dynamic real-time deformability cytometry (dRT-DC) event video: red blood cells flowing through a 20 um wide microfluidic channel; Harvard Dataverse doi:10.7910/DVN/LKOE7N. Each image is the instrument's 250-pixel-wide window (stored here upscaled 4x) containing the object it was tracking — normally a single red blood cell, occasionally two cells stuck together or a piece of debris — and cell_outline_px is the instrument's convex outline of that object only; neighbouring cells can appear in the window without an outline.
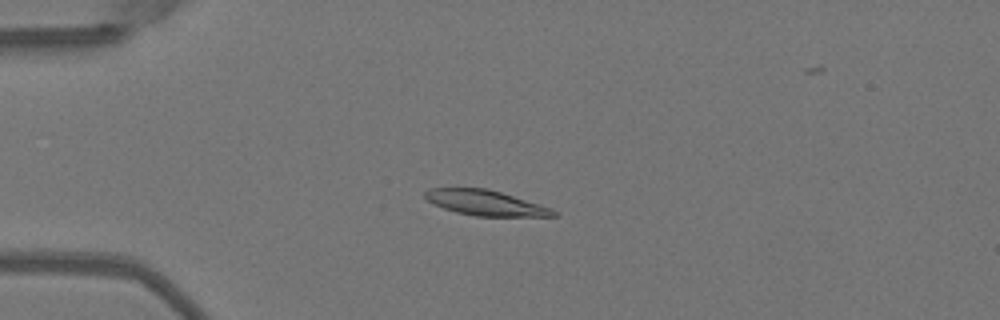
{"species": "Egyptian fruit bat (a non-hibernating species)", "species_latin": "Rousettus aegyptiacus", "temperature_condition": "warm", "stored_images_in_passage": 44, "camera_frame_rate_fps": 3000, "um_per_image_px": 0.085, "animal": {"sex": "female"}, "frame": {"image": 1, "passage_image": 5, "time_ms": 1.333, "image_size_px": [1000, 320], "cell_outline_px": [[560, 216], [476, 216], [456, 212], [444, 208], [428, 200], [424, 196], [424, 192], [428, 188], [488, 188], [540, 204], [552, 208], [560, 212]], "centroid_in_image_um": [41.32, 17.24], "position_along_channel_um": 43.7, "area_um2": 18.9}}
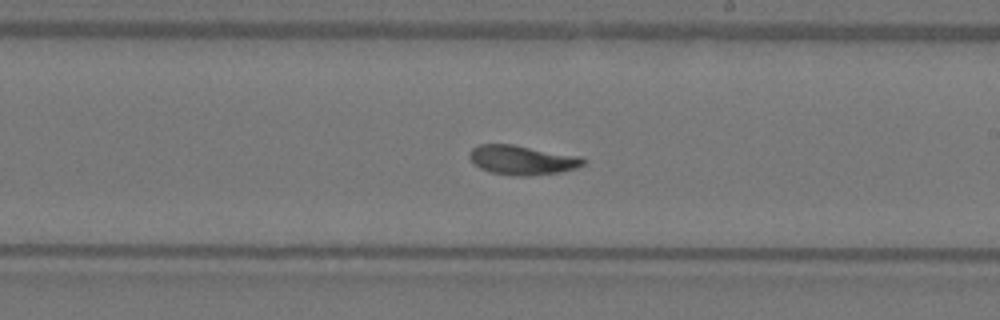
{"frame": {"image": 2, "passage_image": 22, "time_ms": 7.0, "image_size_px": [1000, 320], "cell_outline_px": [[588, 160], [584, 164], [576, 168], [560, 172], [528, 176], [520, 176], [492, 172], [480, 168], [472, 164], [468, 156], [468, 152], [472, 148], [480, 144], [512, 144], [580, 156]], "centroid_in_image_um": [44.37, 13.59], "position_along_channel_um": 244.6, "area_um2": 19.59}}
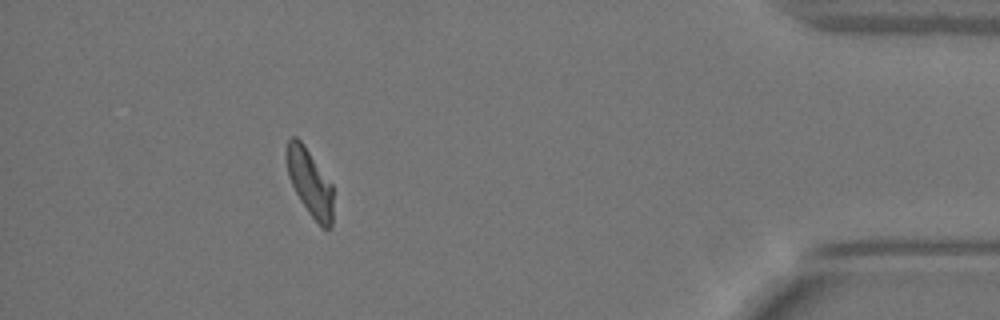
{"frame": {"image": 3, "passage_image": 38, "time_ms": 12.333, "image_size_px": [1000, 320], "cell_outline_px": [[332, 224], [328, 228], [324, 228], [308, 212], [300, 200], [288, 176], [288, 140], [292, 136], [296, 136], [304, 144], [332, 184]], "centroid_in_image_um": [26.35, 15.51], "position_along_channel_um": 408.8, "area_um2": 17.57}, "authors_computed_cell_mechanics": {"area_um2": 19.2763, "velocity_mm_per_s": 4.0088, "shape_relaxation_time_tau1_ms": 4.5294, "shape_relaxation_time_tau2_ms": 4.1194, "deformation_change_tau1": 0.1617, "deformation_change_tau2": 0.0892}}